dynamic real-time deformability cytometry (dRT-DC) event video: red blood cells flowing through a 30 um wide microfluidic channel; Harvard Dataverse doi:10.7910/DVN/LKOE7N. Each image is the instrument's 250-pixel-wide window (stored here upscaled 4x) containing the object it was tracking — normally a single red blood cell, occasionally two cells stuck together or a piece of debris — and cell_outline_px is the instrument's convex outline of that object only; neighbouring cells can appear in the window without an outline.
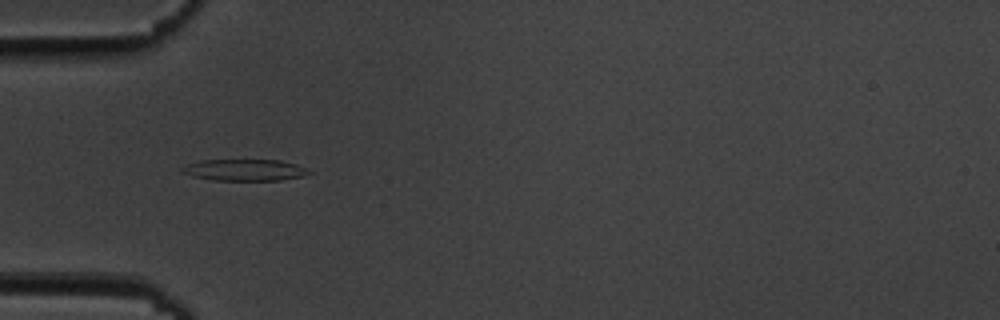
{"species": "common noctule bat (a hibernating species)", "species_latin": "Nyctalus noctula", "temperature_condition": "cold", "stored_images_in_passage": 43, "camera_frame_rate_fps": 3000, "um_per_image_px": 0.085, "animal": {"sex": "male", "body_mass_g": 19.5, "forearm_length_mm": 54.6}, "frame": {"image": 1, "passage_image": 5, "time_ms": 1.333, "image_size_px": [1000, 320], "cell_outline_px": [[312, 172], [304, 176], [280, 180], [212, 180], [192, 176], [180, 172], [180, 168], [188, 164], [200, 160], [280, 160], [296, 164]], "centroid_in_image_um": [20.76, 14.45], "position_along_channel_um": 64.2, "area_um2": 15.9}}
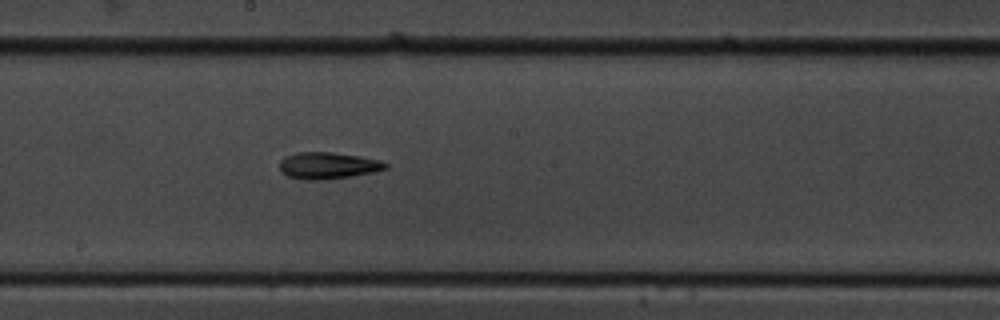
{"frame": {"image": 2, "passage_image": 18, "time_ms": 5.667, "image_size_px": [1000, 320], "cell_outline_px": [[388, 168], [372, 172], [348, 176], [320, 180], [304, 180], [288, 176], [280, 172], [280, 160], [284, 156], [296, 152], [332, 152], [360, 156], [380, 160], [388, 164]], "centroid_in_image_um": [27.83, 14.06], "position_along_channel_um": 220.4, "area_um2": 16.47}}
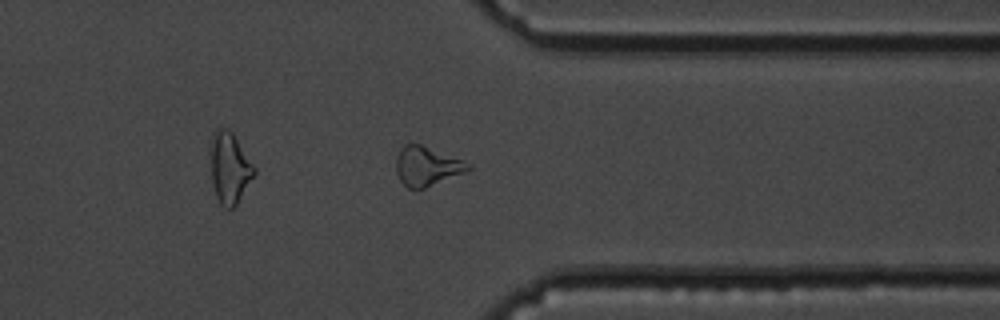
{"frame": {"image": 3, "passage_image": 31, "time_ms": 10.0, "image_size_px": [1000, 320], "cell_outline_px": [[472, 168], [464, 172], [424, 188], [408, 188], [400, 180], [396, 172], [396, 160], [400, 148], [404, 144], [420, 144], [472, 164]], "centroid_in_image_um": [36.26, 14.12], "position_along_channel_um": 375.1, "area_um2": 16.13}}